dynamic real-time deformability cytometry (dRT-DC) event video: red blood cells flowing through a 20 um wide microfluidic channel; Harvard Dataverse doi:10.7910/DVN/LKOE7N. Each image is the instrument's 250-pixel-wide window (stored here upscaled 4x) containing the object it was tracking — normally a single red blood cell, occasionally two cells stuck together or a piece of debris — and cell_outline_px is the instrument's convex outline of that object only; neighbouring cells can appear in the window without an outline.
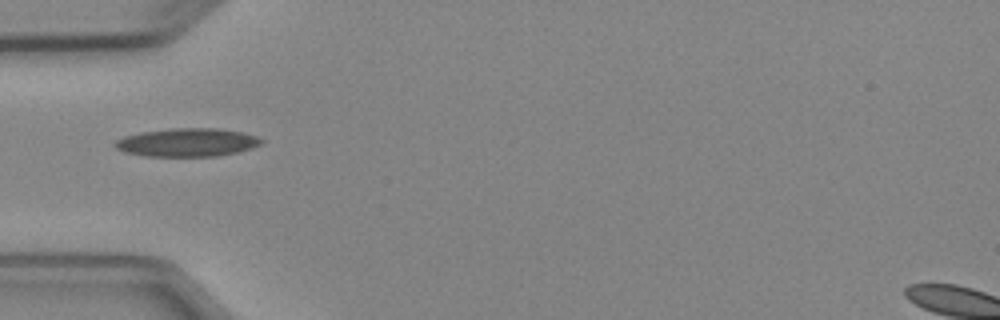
{"species": "Egyptian fruit bat (a non-hibernating species)", "species_latin": "Rousettus aegyptiacus", "temperature_condition": "cold", "stored_images_in_passage": 6, "camera_frame_rate_fps": 3000, "um_per_image_px": 0.085, "animal": {"sex": "female"}, "frame": {"image": 1, "passage_image": 5, "time_ms": 4.667, "image_size_px": [1000, 320], "cell_outline_px": [[264, 140], [260, 144], [252, 148], [236, 152], [216, 156], [144, 156], [124, 152], [116, 148], [112, 144], [116, 140], [124, 136], [140, 132], [172, 128], [216, 128], [244, 132], [256, 136]], "centroid_in_image_um": [15.89, 12.1], "position_along_channel_um": 69.1, "area_um2": 24.22}}